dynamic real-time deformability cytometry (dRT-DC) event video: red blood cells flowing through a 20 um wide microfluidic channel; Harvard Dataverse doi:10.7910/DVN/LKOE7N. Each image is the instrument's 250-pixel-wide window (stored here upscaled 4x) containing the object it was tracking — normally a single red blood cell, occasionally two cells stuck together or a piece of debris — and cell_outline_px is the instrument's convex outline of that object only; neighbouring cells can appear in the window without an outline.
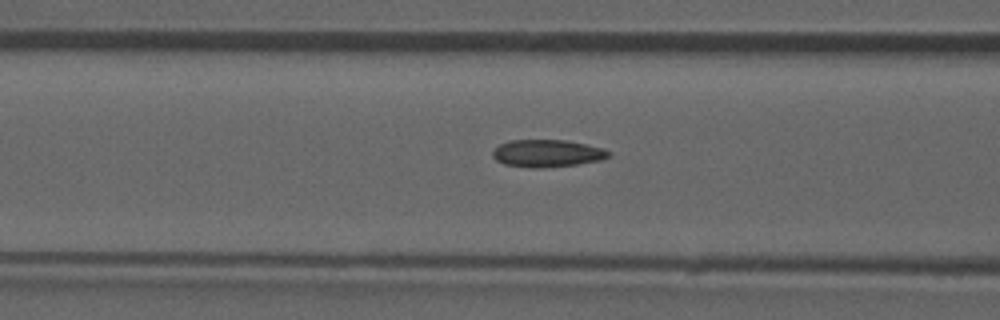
{"species": "common noctule bat (a hibernating species)", "species_latin": "Nyctalus noctula", "temperature_condition": "room temperature", "stored_images_in_passage": 47, "camera_frame_rate_fps": 3000, "um_per_image_px": 0.085, "animal": {"sex": "male", "forearm_length_mm": 52.5}, "frame": {"image": 1, "passage_image": 21, "time_ms": 6.667, "image_size_px": [1000, 320], "cell_outline_px": [[608, 156], [600, 160], [576, 164], [544, 168], [532, 168], [504, 164], [496, 160], [492, 156], [492, 152], [500, 144], [508, 140], [568, 140], [604, 148], [608, 152]], "centroid_in_image_um": [46.47, 13.03], "position_along_channel_um": 120.1, "area_um2": 18.44}, "authors_computed_cell_mechanics": {"area_um2": 18.6116, "velocity_mm_per_s": 3.9335, "shape_relaxation_time_tau1_ms": null, "shape_relaxation_time_tau2_ms": 1.9256, "deformation_change_tau1": null, "deformation_change_tau2": 0.0969}}